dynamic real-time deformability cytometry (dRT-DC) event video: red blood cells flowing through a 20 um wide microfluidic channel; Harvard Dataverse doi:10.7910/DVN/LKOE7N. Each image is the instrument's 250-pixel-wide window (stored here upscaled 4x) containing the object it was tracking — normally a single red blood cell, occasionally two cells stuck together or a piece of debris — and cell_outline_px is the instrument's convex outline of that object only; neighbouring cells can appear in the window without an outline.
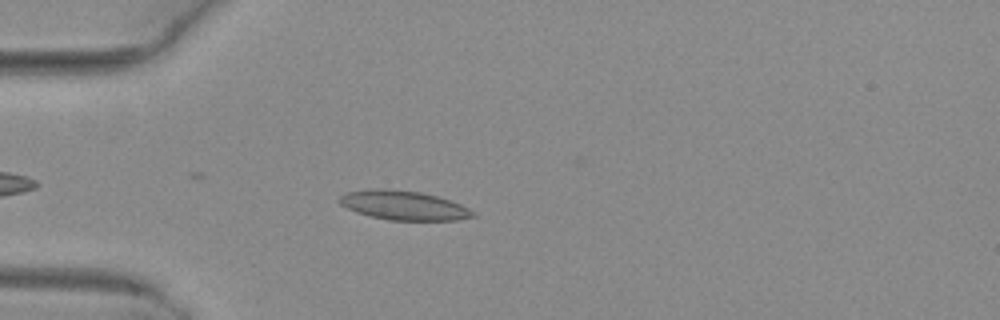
{"species": "common noctule bat (a hibernating species)", "species_latin": "Nyctalus noctula", "temperature_condition": "warm", "stored_images_in_passage": 20, "camera_frame_rate_fps": 3000, "um_per_image_px": 0.085, "animal": {"sex": "female", "body_mass_g": 29.2, "forearm_length_mm": 56.3}, "frame": {"image": 1, "passage_image": 6, "time_ms": 1.667, "image_size_px": [1000, 320], "cell_outline_px": [[476, 216], [456, 220], [388, 220], [356, 212], [340, 204], [336, 200], [340, 196], [348, 192], [376, 188], [384, 188], [420, 192], [436, 196], [460, 204], [476, 212]], "centroid_in_image_um": [34.3, 17.45], "position_along_channel_um": 50.7, "area_um2": 22.6}}
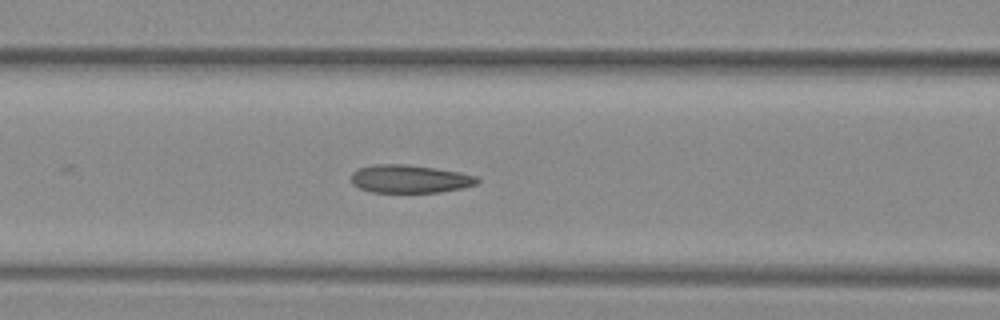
{"frame": {"image": 2, "passage_image": 13, "time_ms": 4.0, "image_size_px": [1000, 320], "cell_outline_px": [[480, 180], [476, 184], [464, 188], [440, 192], [372, 192], [360, 188], [352, 184], [352, 172], [360, 168], [372, 164], [408, 164], [460, 172], [476, 176]], "centroid_in_image_um": [34.84, 15.2], "position_along_channel_um": 131.8, "area_um2": 20.63}}
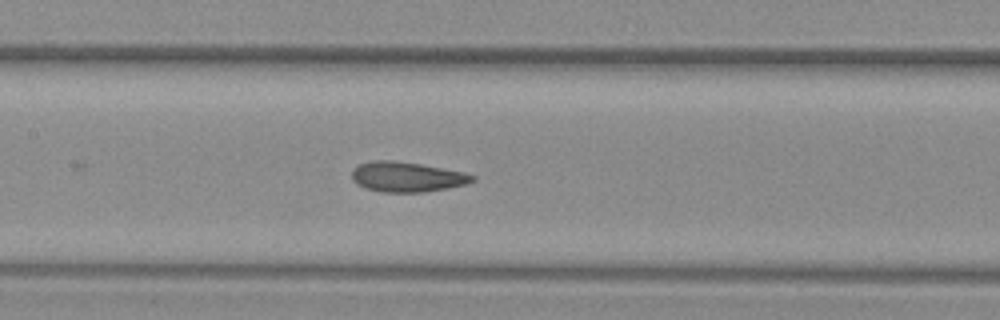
{"frame": {"image": 3, "passage_image": 16, "time_ms": 5.0, "image_size_px": [1000, 320], "cell_outline_px": [[476, 180], [468, 184], [448, 188], [424, 192], [380, 192], [364, 188], [356, 184], [352, 180], [352, 168], [360, 164], [372, 160], [392, 160], [420, 164], [464, 172], [476, 176]], "centroid_in_image_um": [34.58, 15.04], "position_along_channel_um": 172.8, "area_um2": 21.33}}